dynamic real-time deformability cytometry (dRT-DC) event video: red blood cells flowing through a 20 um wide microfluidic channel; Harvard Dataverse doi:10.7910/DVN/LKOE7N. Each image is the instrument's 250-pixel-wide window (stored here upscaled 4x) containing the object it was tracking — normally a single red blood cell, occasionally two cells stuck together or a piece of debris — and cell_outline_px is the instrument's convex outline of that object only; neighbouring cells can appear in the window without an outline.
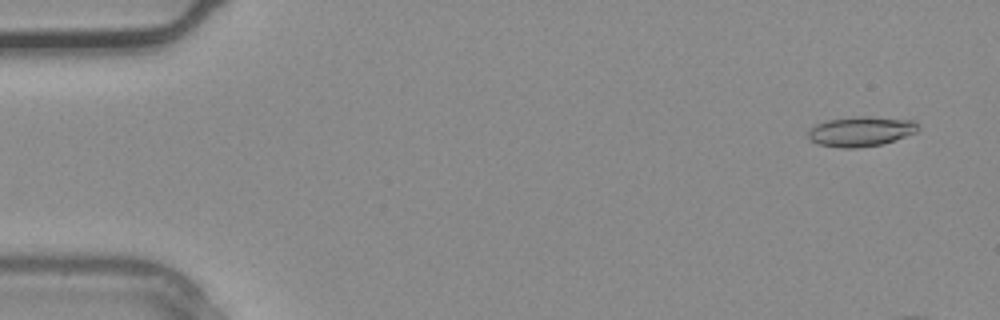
{"species": "common noctule bat (a hibernating species)", "species_latin": "Nyctalus noctula", "temperature_condition": "warm", "stored_images_in_passage": 4, "camera_frame_rate_fps": 3000, "um_per_image_px": 0.085, "animal": {"sex": "male", "body_mass_g": 20.4}, "frame": {"image": 1, "passage_image": 1, "time_ms": 0.0, "image_size_px": [1000, 320], "cell_outline_px": [[920, 128], [916, 132], [884, 144], [856, 148], [840, 148], [820, 144], [812, 140], [808, 136], [808, 132], [816, 124], [828, 120], [860, 116], [868, 116], [916, 120]], "centroid_in_image_um": [73.23, 11.17], "position_along_channel_um": 11.8, "area_um2": 19.13}}
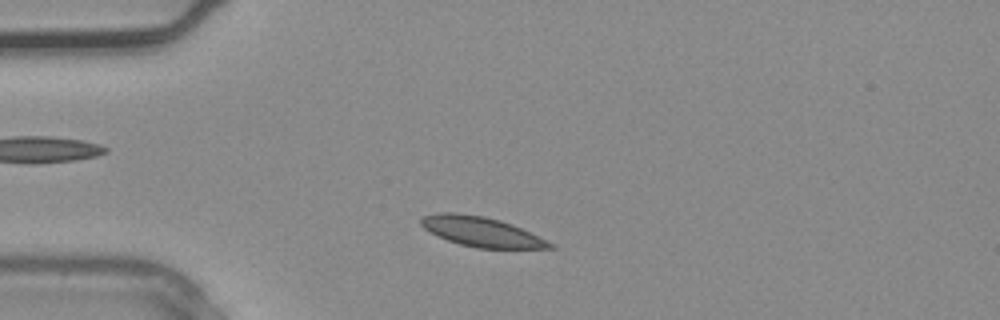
{"frame": {"image": 2, "passage_image": 4, "time_ms": 1.0, "image_size_px": [1000, 320], "cell_outline_px": [[556, 248], [476, 248], [460, 244], [448, 240], [424, 228], [420, 224], [420, 220], [424, 216], [440, 212], [456, 212], [484, 216], [500, 220], [512, 224], [556, 244]], "centroid_in_image_um": [40.95, 19.69], "position_along_channel_um": 44.0, "area_um2": 22.2}}